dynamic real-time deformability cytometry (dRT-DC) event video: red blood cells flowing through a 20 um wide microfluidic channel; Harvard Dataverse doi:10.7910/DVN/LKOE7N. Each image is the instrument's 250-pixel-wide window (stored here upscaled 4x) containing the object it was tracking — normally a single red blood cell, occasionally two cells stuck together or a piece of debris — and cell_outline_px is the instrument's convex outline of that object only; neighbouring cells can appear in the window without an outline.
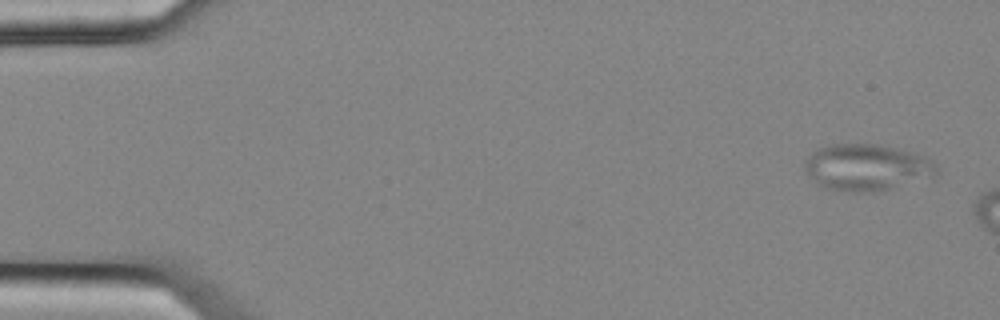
{"species": "common noctule bat (a hibernating species)", "species_latin": "Nyctalus noctula", "temperature_condition": "cold", "stored_images_in_passage": 4, "camera_frame_rate_fps": 3000, "um_per_image_px": 0.085, "animal": {"sex": "female", "body_mass_g": 25.1}, "frame": {"image": 1, "passage_image": 1, "time_ms": 0.0, "image_size_px": [1000, 320], "cell_outline_px": [[936, 172], [932, 176], [892, 188], [872, 192], [852, 192], [828, 188], [820, 184], [804, 168], [804, 164], [808, 156], [812, 152], [820, 148], [832, 144], [876, 144], [908, 152], [932, 160], [936, 168]], "centroid_in_image_um": [73.64, 14.23], "position_along_channel_um": 11.4, "area_um2": 34.68}}